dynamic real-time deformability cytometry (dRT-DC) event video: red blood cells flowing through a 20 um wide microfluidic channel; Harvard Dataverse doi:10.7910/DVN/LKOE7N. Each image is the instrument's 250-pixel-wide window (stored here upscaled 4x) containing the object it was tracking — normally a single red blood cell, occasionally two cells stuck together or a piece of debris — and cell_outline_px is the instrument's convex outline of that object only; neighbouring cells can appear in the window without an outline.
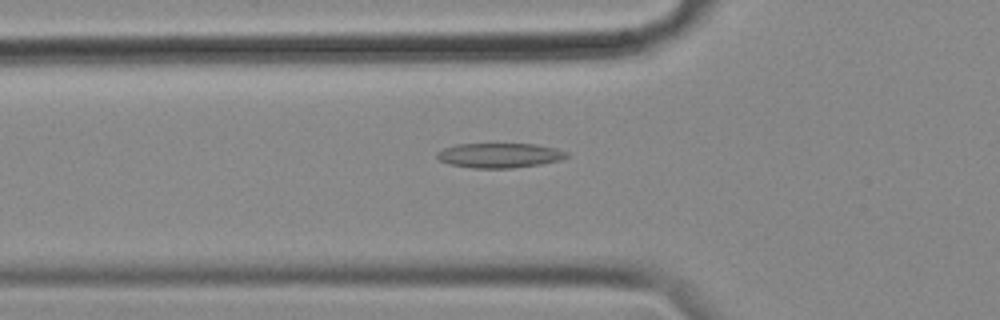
{"species": "common noctule bat (a hibernating species)", "species_latin": "Nyctalus noctula", "temperature_condition": "cold", "stored_images_in_passage": 40, "camera_frame_rate_fps": 3000, "um_per_image_px": 0.085, "animal": {"sex": "female", "body_mass_g": 18.4}, "frame": {"image": 1, "passage_image": 3, "time_ms": 0.667, "image_size_px": [1000, 320], "cell_outline_px": [[568, 156], [560, 160], [540, 164], [512, 168], [476, 168], [448, 164], [440, 160], [436, 156], [436, 152], [444, 148], [456, 144], [536, 144], [556, 148], [568, 152]], "centroid_in_image_um": [42.45, 13.2], "position_along_channel_um": 83.3, "area_um2": 18.67}}
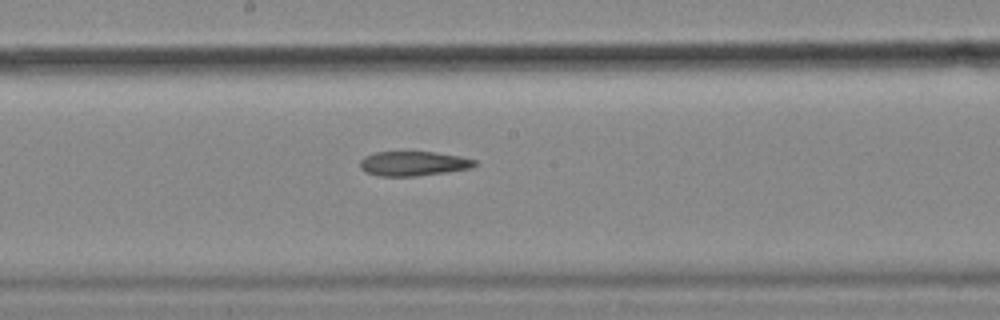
{"frame": {"image": 2, "passage_image": 14, "time_ms": 4.333, "image_size_px": [1000, 320], "cell_outline_px": [[476, 164], [472, 168], [448, 172], [416, 176], [380, 176], [364, 172], [360, 168], [360, 160], [364, 156], [376, 152], [436, 152], [460, 156], [476, 160]], "centroid_in_image_um": [35.13, 13.9], "position_along_channel_um": 213.1, "area_um2": 16.53}}
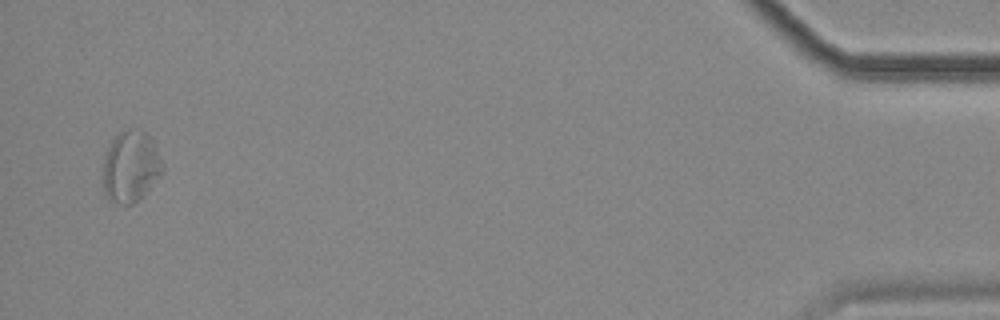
{"frame": {"image": 3, "passage_image": 39, "time_ms": 12.667, "image_size_px": [1000, 320], "cell_outline_px": [[164, 172], [132, 204], [120, 204], [108, 200], [104, 196], [104, 156], [112, 140], [120, 132], [128, 128], [144, 132], [152, 140], [164, 164]], "centroid_in_image_um": [11.1, 14.16], "position_along_channel_um": 424.1, "area_um2": 24.39}}